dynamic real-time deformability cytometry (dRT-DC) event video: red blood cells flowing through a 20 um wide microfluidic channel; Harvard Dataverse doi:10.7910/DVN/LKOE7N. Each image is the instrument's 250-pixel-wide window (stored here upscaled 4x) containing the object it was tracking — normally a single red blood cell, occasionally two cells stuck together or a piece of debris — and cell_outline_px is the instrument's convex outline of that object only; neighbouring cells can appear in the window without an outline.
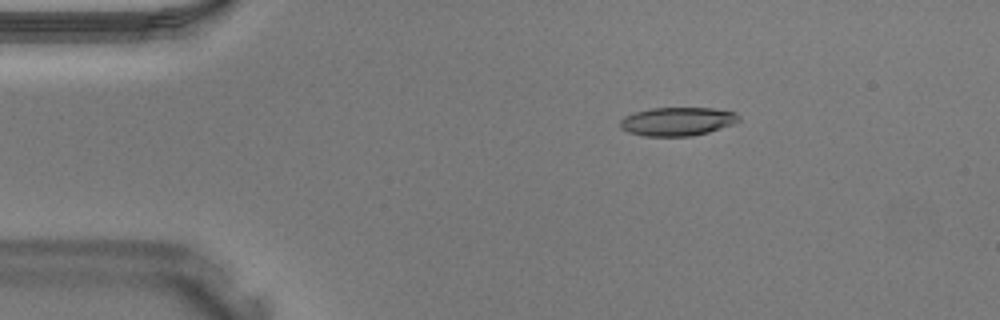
{"species": "Egyptian fruit bat (a non-hibernating species)", "species_latin": "Rousettus aegyptiacus", "temperature_condition": "warm", "stored_images_in_passage": 17, "camera_frame_rate_fps": 3000, "um_per_image_px": 0.085, "animal": {"sex": "male"}, "frame": {"image": 1, "passage_image": 7, "time_ms": 2.0, "image_size_px": [1000, 320], "cell_outline_px": [[740, 120], [732, 124], [708, 132], [692, 136], [644, 136], [628, 132], [620, 128], [620, 120], [624, 116], [632, 112], [652, 108], [712, 108], [736, 112], [740, 116]], "centroid_in_image_um": [57.55, 10.32], "position_along_channel_um": 27.5, "area_um2": 19.83}}
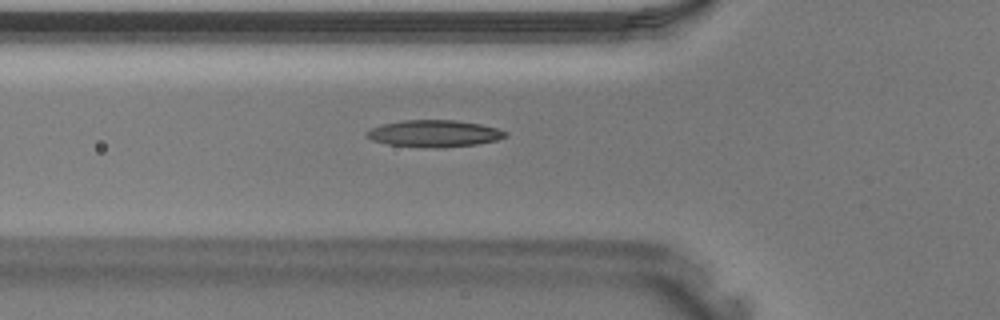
{"frame": {"image": 2, "passage_image": 14, "time_ms": 4.333, "image_size_px": [1000, 320], "cell_outline_px": [[508, 136], [496, 140], [476, 144], [440, 148], [436, 148], [388, 144], [372, 140], [364, 136], [364, 132], [372, 128], [384, 124], [404, 120], [456, 120], [480, 124], [496, 128], [508, 132]], "centroid_in_image_um": [36.91, 11.35], "position_along_channel_um": 88.9, "area_um2": 21.62}}
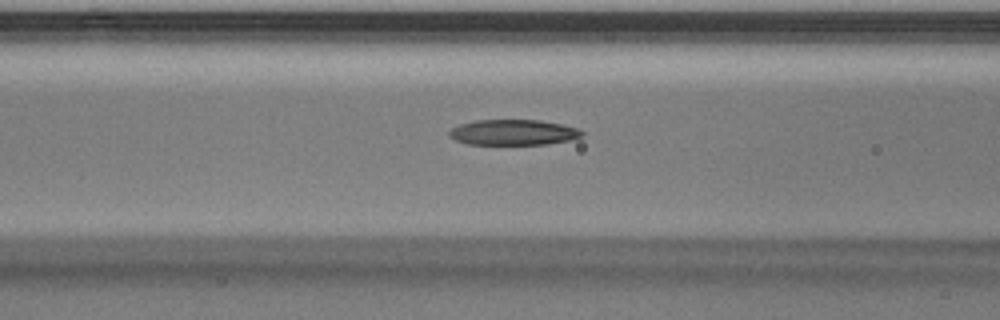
{"frame": {"image": 3, "passage_image": 16, "time_ms": 5.0, "image_size_px": [1000, 320], "cell_outline_px": [[584, 136], [568, 140], [548, 144], [468, 144], [456, 140], [448, 136], [448, 132], [452, 128], [460, 124], [476, 120], [540, 120], [560, 124], [576, 128], [584, 132]], "centroid_in_image_um": [43.62, 11.25], "position_along_channel_um": 123.0, "area_um2": 19.65}}